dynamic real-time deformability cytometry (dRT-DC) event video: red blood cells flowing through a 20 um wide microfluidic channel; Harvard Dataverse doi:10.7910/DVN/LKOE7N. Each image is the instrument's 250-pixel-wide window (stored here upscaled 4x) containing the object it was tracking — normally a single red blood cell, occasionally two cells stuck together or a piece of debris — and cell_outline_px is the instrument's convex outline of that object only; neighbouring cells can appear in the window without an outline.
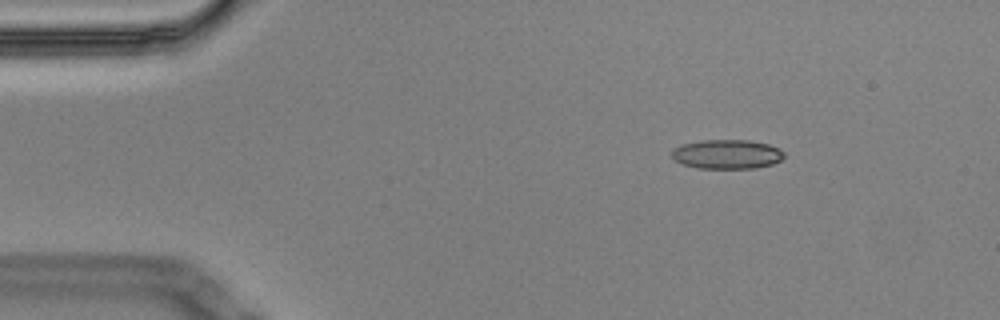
{"species": "Egyptian fruit bat (a non-hibernating species)", "species_latin": "Rousettus aegyptiacus", "temperature_condition": "cold", "stored_images_in_passage": 11, "camera_frame_rate_fps": 3000, "um_per_image_px": 0.085, "animal": {"sex": "male"}, "frame": {"image": 1, "passage_image": 2, "time_ms": 0.333, "image_size_px": [1000, 320], "cell_outline_px": [[784, 156], [780, 160], [772, 164], [752, 168], [696, 168], [684, 164], [676, 160], [672, 156], [672, 152], [676, 148], [684, 144], [700, 140], [748, 140], [768, 144], [784, 152]], "centroid_in_image_um": [61.8, 13.1], "position_along_channel_um": 23.2, "area_um2": 18.84}}
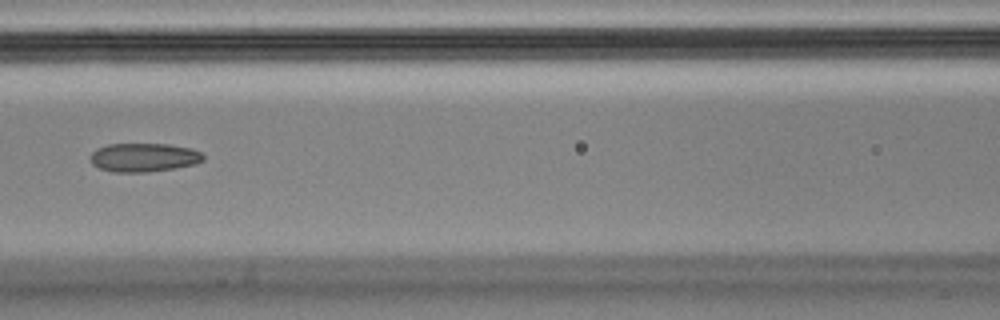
{"frame": {"image": 2, "passage_image": 7, "time_ms": 2.0, "image_size_px": [1000, 320], "cell_outline_px": [[204, 160], [196, 164], [176, 168], [148, 172], [112, 172], [100, 168], [92, 164], [92, 152], [96, 148], [108, 144], [168, 144], [192, 148], [200, 152], [204, 156]], "centroid_in_image_um": [12.25, 13.38], "position_along_channel_um": 154.3, "area_um2": 18.96}}
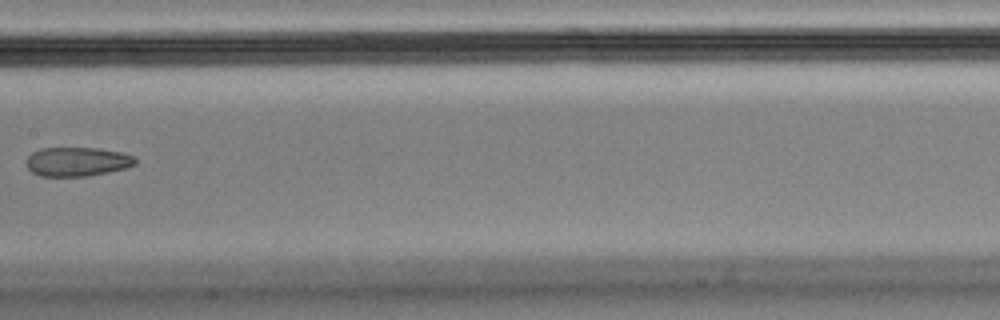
{"frame": {"image": 3, "passage_image": 8, "time_ms": 2.333, "image_size_px": [1000, 320], "cell_outline_px": [[136, 164], [128, 168], [88, 176], [40, 176], [32, 172], [24, 164], [28, 156], [32, 152], [40, 148], [100, 148], [124, 152], [132, 156], [136, 160]], "centroid_in_image_um": [6.56, 13.74], "position_along_channel_um": 200.8, "area_um2": 18.73}}